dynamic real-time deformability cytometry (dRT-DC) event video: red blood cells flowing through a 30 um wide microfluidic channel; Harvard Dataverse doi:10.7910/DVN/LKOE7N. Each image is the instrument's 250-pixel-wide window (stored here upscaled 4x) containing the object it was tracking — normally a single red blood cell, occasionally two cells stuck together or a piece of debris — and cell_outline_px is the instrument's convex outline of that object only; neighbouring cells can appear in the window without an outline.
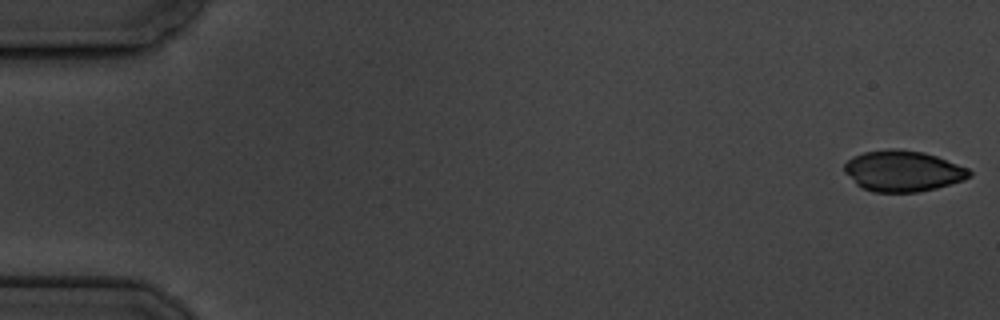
{"species": "common noctule bat (a hibernating species)", "species_latin": "Nyctalus noctula", "temperature_condition": "cold", "stored_images_in_passage": 8, "camera_frame_rate_fps": 3000, "um_per_image_px": 0.085, "animal": {"sex": "male", "body_mass_g": 19.5, "forearm_length_mm": 54.6}, "frame": {"image": 1, "passage_image": 1, "time_ms": 0.0, "image_size_px": [1000, 320], "cell_outline_px": [[972, 176], [964, 180], [936, 188], [920, 192], [872, 192], [860, 188], [844, 172], [844, 164], [852, 156], [864, 152], [888, 148], [900, 148], [924, 152], [936, 156], [968, 168], [972, 172]], "centroid_in_image_um": [76.73, 14.53], "position_along_channel_um": 8.3, "area_um2": 30.17}}